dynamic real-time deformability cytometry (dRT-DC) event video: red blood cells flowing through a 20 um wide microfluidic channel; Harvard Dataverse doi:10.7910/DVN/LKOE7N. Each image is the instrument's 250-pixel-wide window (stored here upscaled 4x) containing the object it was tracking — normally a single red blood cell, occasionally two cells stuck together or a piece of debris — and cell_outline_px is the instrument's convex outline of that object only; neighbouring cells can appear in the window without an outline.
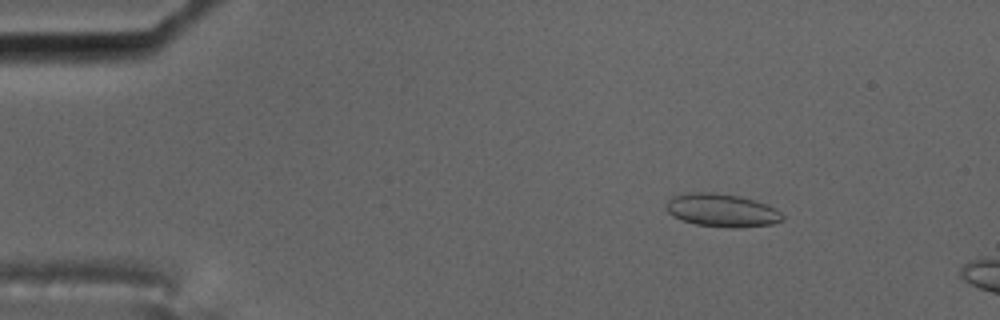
{"species": "common noctule bat (a hibernating species)", "species_latin": "Nyctalus noctula", "temperature_condition": "cold", "stored_images_in_passage": 15, "camera_frame_rate_fps": 3000, "um_per_image_px": 0.085, "animal": {"sex": "male", "body_mass_g": 17.5, "forearm_length_mm": 52.3}, "frame": {"image": 1, "passage_image": 9, "time_ms": 2.667, "image_size_px": [1000, 320], "cell_outline_px": [[784, 220], [772, 224], [740, 228], [732, 228], [696, 224], [672, 216], [668, 212], [668, 200], [672, 196], [688, 192], [712, 192], [740, 196], [768, 204], [776, 208], [784, 216]], "centroid_in_image_um": [61.4, 17.87], "position_along_channel_um": 23.6, "area_um2": 22.48}}